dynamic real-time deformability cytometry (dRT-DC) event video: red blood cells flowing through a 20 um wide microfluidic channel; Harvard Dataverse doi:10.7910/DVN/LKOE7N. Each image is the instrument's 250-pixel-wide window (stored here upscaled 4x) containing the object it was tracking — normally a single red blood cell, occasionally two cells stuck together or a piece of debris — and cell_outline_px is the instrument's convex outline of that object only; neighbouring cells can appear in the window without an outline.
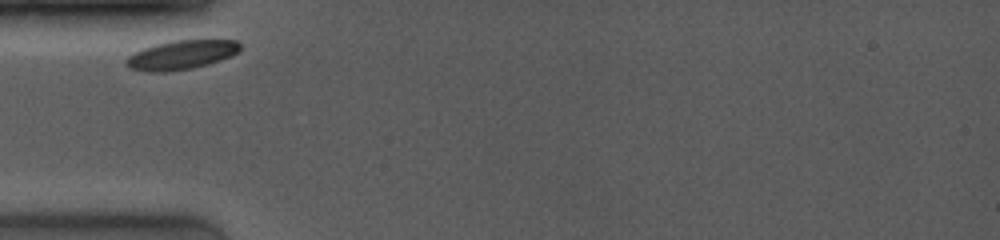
{"species": "common noctule bat (a hibernating species)", "species_latin": "Nyctalus noctula", "temperature_condition": "room temperature", "stored_images_in_passage": 9, "camera_frame_rate_fps": 4000, "um_per_image_px": 0.085, "animal": {"sex": "female", "body_mass_g": 19.0, "forearm_length_mm": 53.3}, "frame": {"image": 1, "passage_image": 1, "time_ms": 0.0, "image_size_px": [1000, 240], "cell_outline_px": [[240, 52], [232, 56], [208, 64], [192, 68], [164, 72], [144, 72], [128, 68], [124, 64], [124, 60], [128, 56], [144, 48], [156, 44], [172, 40], [236, 40], [240, 44]], "centroid_in_image_um": [15.39, 4.67], "position_along_channel_um": 69.6, "area_um2": 19.48}}
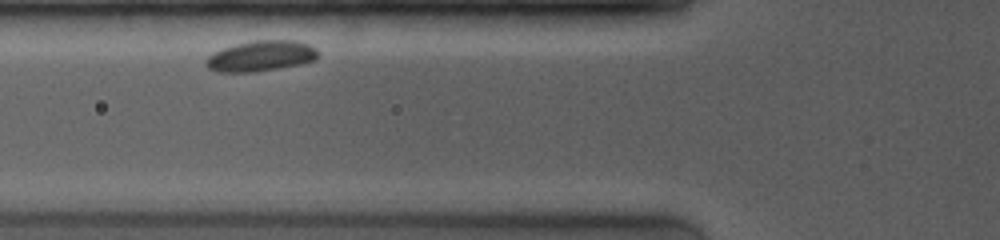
{"frame": {"image": 2, "passage_image": 4, "time_ms": 1.0, "image_size_px": [1000, 240], "cell_outline_px": [[320, 56], [316, 60], [300, 64], [252, 72], [216, 72], [208, 68], [204, 64], [204, 60], [212, 52], [220, 48], [236, 44], [256, 40], [292, 40], [308, 44], [316, 48], [320, 52]], "centroid_in_image_um": [22.15, 4.76], "position_along_channel_um": 103.6, "area_um2": 20.23}}